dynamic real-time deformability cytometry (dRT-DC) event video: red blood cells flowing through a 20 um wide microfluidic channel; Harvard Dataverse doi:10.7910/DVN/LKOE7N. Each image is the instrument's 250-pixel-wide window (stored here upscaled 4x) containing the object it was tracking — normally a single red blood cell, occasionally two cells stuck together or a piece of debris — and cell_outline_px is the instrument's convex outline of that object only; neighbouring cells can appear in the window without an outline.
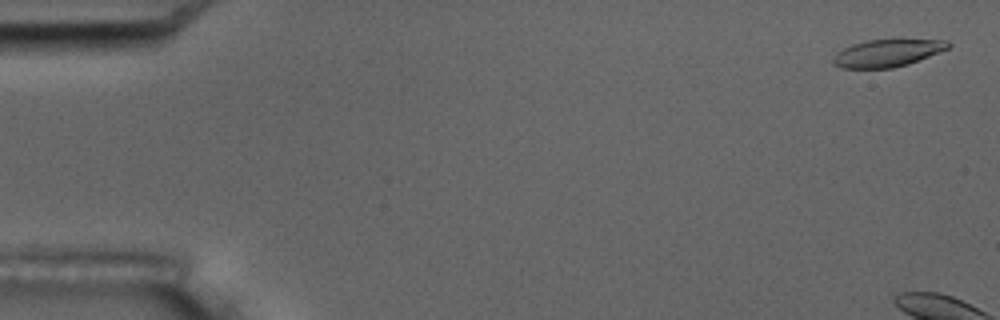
{"species": "common noctule bat (a hibernating species)", "species_latin": "Nyctalus noctula", "temperature_condition": "room temperature", "stored_images_in_passage": 7, "camera_frame_rate_fps": 3000, "um_per_image_px": 0.085, "animal": {"sex": "male", "body_mass_g": 17.5, "forearm_length_mm": 52.3}, "frame": {"image": 1, "passage_image": 1, "time_ms": 0.0, "image_size_px": [1000, 320], "cell_outline_px": [[952, 44], [948, 48], [908, 64], [892, 68], [840, 68], [832, 64], [832, 60], [844, 48], [852, 44], [868, 40], [948, 40]], "centroid_in_image_um": [75.41, 4.52], "position_along_channel_um": 9.6, "area_um2": 17.98}}